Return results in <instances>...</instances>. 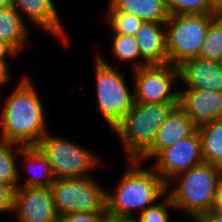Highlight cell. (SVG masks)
I'll list each match as a JSON object with an SVG mask.
<instances>
[{"mask_svg": "<svg viewBox=\"0 0 222 222\" xmlns=\"http://www.w3.org/2000/svg\"><path fill=\"white\" fill-rule=\"evenodd\" d=\"M3 104L0 113V140L36 146L48 133L40 96L32 80L24 76Z\"/></svg>", "mask_w": 222, "mask_h": 222, "instance_id": "obj_1", "label": "cell"}, {"mask_svg": "<svg viewBox=\"0 0 222 222\" xmlns=\"http://www.w3.org/2000/svg\"><path fill=\"white\" fill-rule=\"evenodd\" d=\"M130 166L116 183L114 192L106 191V212L115 216H133V212L159 201L167 193V184L151 167L141 168L138 159L128 160Z\"/></svg>", "mask_w": 222, "mask_h": 222, "instance_id": "obj_2", "label": "cell"}, {"mask_svg": "<svg viewBox=\"0 0 222 222\" xmlns=\"http://www.w3.org/2000/svg\"><path fill=\"white\" fill-rule=\"evenodd\" d=\"M179 103H137L113 129L117 133L127 159H139L153 144L160 127Z\"/></svg>", "mask_w": 222, "mask_h": 222, "instance_id": "obj_3", "label": "cell"}, {"mask_svg": "<svg viewBox=\"0 0 222 222\" xmlns=\"http://www.w3.org/2000/svg\"><path fill=\"white\" fill-rule=\"evenodd\" d=\"M221 175V167L203 162L173 178L178 185L172 190L167 187V193L175 210L183 211L193 221L201 213L212 210Z\"/></svg>", "mask_w": 222, "mask_h": 222, "instance_id": "obj_4", "label": "cell"}, {"mask_svg": "<svg viewBox=\"0 0 222 222\" xmlns=\"http://www.w3.org/2000/svg\"><path fill=\"white\" fill-rule=\"evenodd\" d=\"M216 18L212 14L170 15L165 22L168 64L179 66L197 58L208 27Z\"/></svg>", "mask_w": 222, "mask_h": 222, "instance_id": "obj_5", "label": "cell"}, {"mask_svg": "<svg viewBox=\"0 0 222 222\" xmlns=\"http://www.w3.org/2000/svg\"><path fill=\"white\" fill-rule=\"evenodd\" d=\"M95 59L98 111L105 123L113 130L132 108L134 93L127 86L124 73H119L100 54Z\"/></svg>", "mask_w": 222, "mask_h": 222, "instance_id": "obj_6", "label": "cell"}, {"mask_svg": "<svg viewBox=\"0 0 222 222\" xmlns=\"http://www.w3.org/2000/svg\"><path fill=\"white\" fill-rule=\"evenodd\" d=\"M90 175L55 179L50 185L53 204L59 215L106 212V191Z\"/></svg>", "mask_w": 222, "mask_h": 222, "instance_id": "obj_7", "label": "cell"}, {"mask_svg": "<svg viewBox=\"0 0 222 222\" xmlns=\"http://www.w3.org/2000/svg\"><path fill=\"white\" fill-rule=\"evenodd\" d=\"M36 147L44 154L52 168L55 179L75 178L89 175L87 172L100 163L97 154L61 136L49 135Z\"/></svg>", "mask_w": 222, "mask_h": 222, "instance_id": "obj_8", "label": "cell"}, {"mask_svg": "<svg viewBox=\"0 0 222 222\" xmlns=\"http://www.w3.org/2000/svg\"><path fill=\"white\" fill-rule=\"evenodd\" d=\"M133 72L134 102L179 103V90L172 91L175 80H179L178 66L148 65Z\"/></svg>", "mask_w": 222, "mask_h": 222, "instance_id": "obj_9", "label": "cell"}, {"mask_svg": "<svg viewBox=\"0 0 222 222\" xmlns=\"http://www.w3.org/2000/svg\"><path fill=\"white\" fill-rule=\"evenodd\" d=\"M151 166L159 177L171 186L173 178L190 168L204 162L199 132L179 140L173 146L161 150L153 159Z\"/></svg>", "mask_w": 222, "mask_h": 222, "instance_id": "obj_10", "label": "cell"}, {"mask_svg": "<svg viewBox=\"0 0 222 222\" xmlns=\"http://www.w3.org/2000/svg\"><path fill=\"white\" fill-rule=\"evenodd\" d=\"M13 211L18 222H58L50 187L19 186L14 190Z\"/></svg>", "mask_w": 222, "mask_h": 222, "instance_id": "obj_11", "label": "cell"}, {"mask_svg": "<svg viewBox=\"0 0 222 222\" xmlns=\"http://www.w3.org/2000/svg\"><path fill=\"white\" fill-rule=\"evenodd\" d=\"M190 117L193 129L200 132L222 118V92L179 89V104Z\"/></svg>", "mask_w": 222, "mask_h": 222, "instance_id": "obj_12", "label": "cell"}, {"mask_svg": "<svg viewBox=\"0 0 222 222\" xmlns=\"http://www.w3.org/2000/svg\"><path fill=\"white\" fill-rule=\"evenodd\" d=\"M179 80L190 90L222 92V64L198 58L188 59L179 66Z\"/></svg>", "mask_w": 222, "mask_h": 222, "instance_id": "obj_13", "label": "cell"}, {"mask_svg": "<svg viewBox=\"0 0 222 222\" xmlns=\"http://www.w3.org/2000/svg\"><path fill=\"white\" fill-rule=\"evenodd\" d=\"M10 5L20 14L23 12L24 16H28L26 18L37 28L40 27L50 35L58 37L65 45L69 43L66 27L59 19L53 0H11Z\"/></svg>", "mask_w": 222, "mask_h": 222, "instance_id": "obj_14", "label": "cell"}, {"mask_svg": "<svg viewBox=\"0 0 222 222\" xmlns=\"http://www.w3.org/2000/svg\"><path fill=\"white\" fill-rule=\"evenodd\" d=\"M195 132L189 115L177 105L160 127L151 147L138 160L151 161L161 150L173 146L179 140L189 137Z\"/></svg>", "mask_w": 222, "mask_h": 222, "instance_id": "obj_15", "label": "cell"}, {"mask_svg": "<svg viewBox=\"0 0 222 222\" xmlns=\"http://www.w3.org/2000/svg\"><path fill=\"white\" fill-rule=\"evenodd\" d=\"M165 23L144 22L134 37L141 57L149 65L168 64Z\"/></svg>", "mask_w": 222, "mask_h": 222, "instance_id": "obj_16", "label": "cell"}, {"mask_svg": "<svg viewBox=\"0 0 222 222\" xmlns=\"http://www.w3.org/2000/svg\"><path fill=\"white\" fill-rule=\"evenodd\" d=\"M22 16L12 5L0 8V40L10 45L17 53L29 46L30 31Z\"/></svg>", "mask_w": 222, "mask_h": 222, "instance_id": "obj_17", "label": "cell"}, {"mask_svg": "<svg viewBox=\"0 0 222 222\" xmlns=\"http://www.w3.org/2000/svg\"><path fill=\"white\" fill-rule=\"evenodd\" d=\"M117 10L140 18L144 22L165 23L169 19L166 0H109Z\"/></svg>", "mask_w": 222, "mask_h": 222, "instance_id": "obj_18", "label": "cell"}, {"mask_svg": "<svg viewBox=\"0 0 222 222\" xmlns=\"http://www.w3.org/2000/svg\"><path fill=\"white\" fill-rule=\"evenodd\" d=\"M19 156H23V163L26 160L27 164L25 165H30L29 167L27 166L28 169L26 168L30 176L24 182L21 180L19 186L23 183L22 186L28 187H50L55 177L52 173L51 165L44 154L36 146H30L23 147Z\"/></svg>", "mask_w": 222, "mask_h": 222, "instance_id": "obj_19", "label": "cell"}, {"mask_svg": "<svg viewBox=\"0 0 222 222\" xmlns=\"http://www.w3.org/2000/svg\"><path fill=\"white\" fill-rule=\"evenodd\" d=\"M199 134L204 162L222 168V118L212 121Z\"/></svg>", "mask_w": 222, "mask_h": 222, "instance_id": "obj_20", "label": "cell"}, {"mask_svg": "<svg viewBox=\"0 0 222 222\" xmlns=\"http://www.w3.org/2000/svg\"><path fill=\"white\" fill-rule=\"evenodd\" d=\"M23 147L19 144L0 140V183L9 185L14 190L19 187V180L21 179L15 160Z\"/></svg>", "mask_w": 222, "mask_h": 222, "instance_id": "obj_21", "label": "cell"}, {"mask_svg": "<svg viewBox=\"0 0 222 222\" xmlns=\"http://www.w3.org/2000/svg\"><path fill=\"white\" fill-rule=\"evenodd\" d=\"M112 54L118 61L132 63L134 70L149 64L141 57L136 39L132 35L113 34ZM139 60V61H138ZM141 60V62H140Z\"/></svg>", "mask_w": 222, "mask_h": 222, "instance_id": "obj_22", "label": "cell"}, {"mask_svg": "<svg viewBox=\"0 0 222 222\" xmlns=\"http://www.w3.org/2000/svg\"><path fill=\"white\" fill-rule=\"evenodd\" d=\"M222 52V17H217L208 27L206 37L202 43L198 59L206 61H220Z\"/></svg>", "mask_w": 222, "mask_h": 222, "instance_id": "obj_23", "label": "cell"}, {"mask_svg": "<svg viewBox=\"0 0 222 222\" xmlns=\"http://www.w3.org/2000/svg\"><path fill=\"white\" fill-rule=\"evenodd\" d=\"M106 19L109 27L114 31L113 34L132 35L140 29L144 23L140 18L126 13L117 11L110 3L108 4Z\"/></svg>", "mask_w": 222, "mask_h": 222, "instance_id": "obj_24", "label": "cell"}, {"mask_svg": "<svg viewBox=\"0 0 222 222\" xmlns=\"http://www.w3.org/2000/svg\"><path fill=\"white\" fill-rule=\"evenodd\" d=\"M170 15L212 14L211 0H166Z\"/></svg>", "mask_w": 222, "mask_h": 222, "instance_id": "obj_25", "label": "cell"}, {"mask_svg": "<svg viewBox=\"0 0 222 222\" xmlns=\"http://www.w3.org/2000/svg\"><path fill=\"white\" fill-rule=\"evenodd\" d=\"M158 203V201L146 208L139 214L138 218L140 222H168L169 215L168 210L175 208L173 201L168 193H166Z\"/></svg>", "mask_w": 222, "mask_h": 222, "instance_id": "obj_26", "label": "cell"}, {"mask_svg": "<svg viewBox=\"0 0 222 222\" xmlns=\"http://www.w3.org/2000/svg\"><path fill=\"white\" fill-rule=\"evenodd\" d=\"M104 212L70 213L59 217L58 222H97Z\"/></svg>", "mask_w": 222, "mask_h": 222, "instance_id": "obj_27", "label": "cell"}, {"mask_svg": "<svg viewBox=\"0 0 222 222\" xmlns=\"http://www.w3.org/2000/svg\"><path fill=\"white\" fill-rule=\"evenodd\" d=\"M14 189L6 184L0 183V212L13 211Z\"/></svg>", "mask_w": 222, "mask_h": 222, "instance_id": "obj_28", "label": "cell"}, {"mask_svg": "<svg viewBox=\"0 0 222 222\" xmlns=\"http://www.w3.org/2000/svg\"><path fill=\"white\" fill-rule=\"evenodd\" d=\"M193 222H222V214L212 209L201 213Z\"/></svg>", "mask_w": 222, "mask_h": 222, "instance_id": "obj_29", "label": "cell"}, {"mask_svg": "<svg viewBox=\"0 0 222 222\" xmlns=\"http://www.w3.org/2000/svg\"><path fill=\"white\" fill-rule=\"evenodd\" d=\"M9 65L6 59H0V90L1 86L3 87L5 84H8L11 81L12 75L9 69Z\"/></svg>", "mask_w": 222, "mask_h": 222, "instance_id": "obj_30", "label": "cell"}, {"mask_svg": "<svg viewBox=\"0 0 222 222\" xmlns=\"http://www.w3.org/2000/svg\"><path fill=\"white\" fill-rule=\"evenodd\" d=\"M213 210L222 214V175L217 185Z\"/></svg>", "mask_w": 222, "mask_h": 222, "instance_id": "obj_31", "label": "cell"}, {"mask_svg": "<svg viewBox=\"0 0 222 222\" xmlns=\"http://www.w3.org/2000/svg\"><path fill=\"white\" fill-rule=\"evenodd\" d=\"M11 57H15L18 53L6 42L0 40V59H6L8 55Z\"/></svg>", "mask_w": 222, "mask_h": 222, "instance_id": "obj_32", "label": "cell"}, {"mask_svg": "<svg viewBox=\"0 0 222 222\" xmlns=\"http://www.w3.org/2000/svg\"><path fill=\"white\" fill-rule=\"evenodd\" d=\"M212 1V15L216 17H222V0Z\"/></svg>", "mask_w": 222, "mask_h": 222, "instance_id": "obj_33", "label": "cell"}, {"mask_svg": "<svg viewBox=\"0 0 222 222\" xmlns=\"http://www.w3.org/2000/svg\"><path fill=\"white\" fill-rule=\"evenodd\" d=\"M97 222H117V216L104 212Z\"/></svg>", "mask_w": 222, "mask_h": 222, "instance_id": "obj_34", "label": "cell"}, {"mask_svg": "<svg viewBox=\"0 0 222 222\" xmlns=\"http://www.w3.org/2000/svg\"><path fill=\"white\" fill-rule=\"evenodd\" d=\"M117 222H140V220L138 217L134 219L133 216H117Z\"/></svg>", "mask_w": 222, "mask_h": 222, "instance_id": "obj_35", "label": "cell"}, {"mask_svg": "<svg viewBox=\"0 0 222 222\" xmlns=\"http://www.w3.org/2000/svg\"><path fill=\"white\" fill-rule=\"evenodd\" d=\"M11 0H0V8L5 7L6 5L10 4Z\"/></svg>", "mask_w": 222, "mask_h": 222, "instance_id": "obj_36", "label": "cell"}, {"mask_svg": "<svg viewBox=\"0 0 222 222\" xmlns=\"http://www.w3.org/2000/svg\"><path fill=\"white\" fill-rule=\"evenodd\" d=\"M219 62L222 64V52H221V55H220V61Z\"/></svg>", "mask_w": 222, "mask_h": 222, "instance_id": "obj_37", "label": "cell"}]
</instances>
